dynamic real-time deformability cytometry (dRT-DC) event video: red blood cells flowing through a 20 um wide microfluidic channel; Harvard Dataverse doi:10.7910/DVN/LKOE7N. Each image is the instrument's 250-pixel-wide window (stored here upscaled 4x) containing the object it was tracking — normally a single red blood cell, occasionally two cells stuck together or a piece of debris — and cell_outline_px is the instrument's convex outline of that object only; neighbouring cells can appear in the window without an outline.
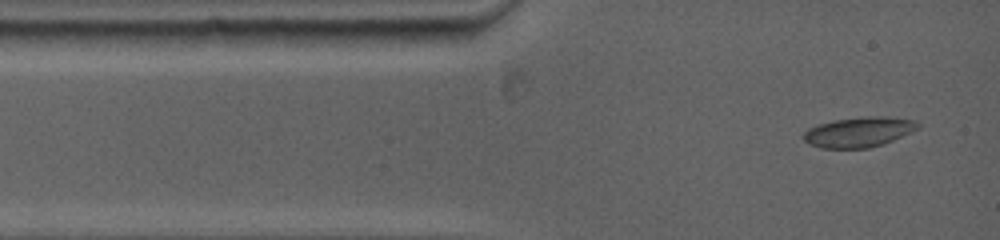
{"species": "common noctule bat (a hibernating species)", "species_latin": "Nyctalus noctula", "temperature_condition": "warm", "stored_images_in_passage": 47, "camera_frame_rate_fps": 5000, "um_per_image_px": 0.085, "animal": {"sex": "female", "body_mass_g": 19.0, "forearm_length_mm": 53.3}, "frame": {"image": 1, "passage_image": 1, "time_ms": 0.0, "image_size_px": [1000, 240], "cell_outline_px": [[920, 128], [912, 132], [892, 140], [868, 148], [824, 148], [812, 144], [804, 140], [804, 132], [808, 128], [832, 120], [860, 116], [888, 116], [916, 120], [920, 124]], "centroid_in_image_um": [73.05, 11.19], "position_along_channel_um": 11.9, "area_um2": 20.06}}
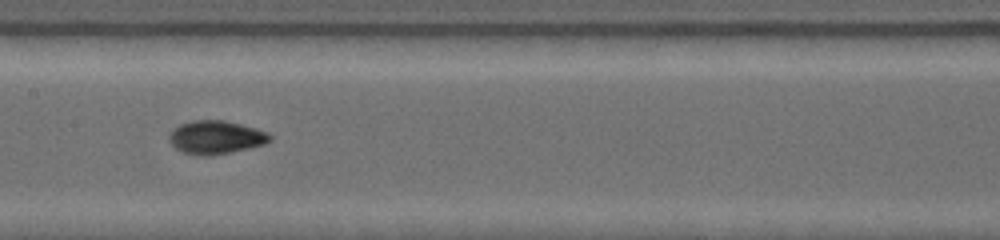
{"frame": {"image": 2, "passage_image": 17, "time_ms": 5.4, "image_size_px": [1000, 240], "cell_outline_px": [[272, 136], [268, 140], [260, 144], [228, 152], [184, 152], [172, 140], [172, 132], [180, 124], [192, 120], [224, 120], [256, 128], [268, 132]], "centroid_in_image_um": [18.43, 11.58], "position_along_channel_um": 189.0, "area_um2": 17.86}}
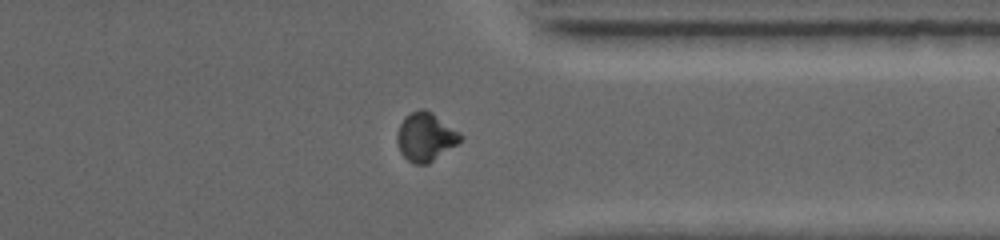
{"frame": {"image": 3, "passage_image": 32, "time_ms": 10.2, "image_size_px": [1000, 240], "cell_outline_px": [[464, 136], [456, 144], [428, 164], [416, 164], [408, 160], [400, 152], [396, 140], [396, 136], [400, 124], [404, 116], [420, 108], [424, 108], [432, 112], [460, 132]], "centroid_in_image_um": [36.15, 11.61], "position_along_channel_um": 375.2, "area_um2": 17.86}, "authors_computed_cell_mechanics": {"area_um2": 17.6868, "velocity_mm_per_s": 3.9412, "shape_relaxation_time_tau1_ms": 9.5092, "shape_relaxation_time_tau2_ms": null, "deformation_change_tau1": 0.2412, "deformation_change_tau2": null}}